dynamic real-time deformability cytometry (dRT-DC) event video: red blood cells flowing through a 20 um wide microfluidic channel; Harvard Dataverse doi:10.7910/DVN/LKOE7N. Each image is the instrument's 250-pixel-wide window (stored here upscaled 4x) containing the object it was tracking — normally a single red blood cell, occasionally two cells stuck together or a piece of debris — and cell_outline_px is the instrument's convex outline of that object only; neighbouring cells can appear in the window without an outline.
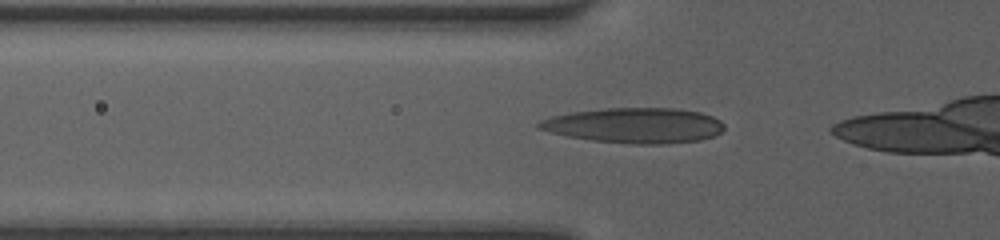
{"species": "human", "species_latin": "Homo sapiens", "temperature_condition": "room temperature", "stored_images_in_passage": 23, "camera_frame_rate_fps": 3000, "um_per_image_px": 0.085, "donor": {"sex": "female"}, "frame": {"image": 1, "passage_image": 13, "time_ms": 3.333, "image_size_px": [1000, 240], "cell_outline_px": [[724, 128], [720, 132], [712, 136], [700, 140], [668, 144], [636, 144], [592, 140], [568, 136], [536, 128], [536, 124], [540, 120], [552, 116], [572, 112], [604, 108], [676, 108], [700, 112], [712, 116], [720, 120], [724, 124]], "centroid_in_image_um": [53.95, 10.66], "position_along_channel_um": 71.9, "area_um2": 38.03}}
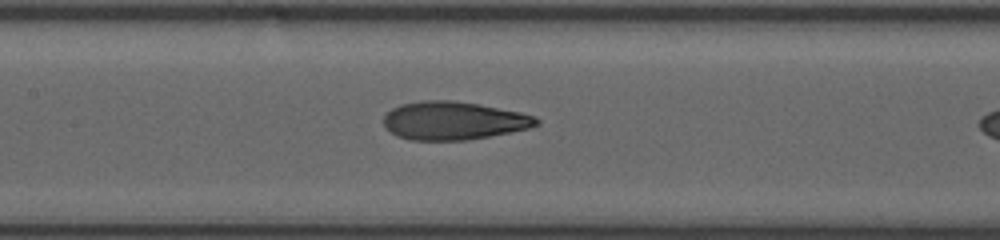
{"frame": {"image": 2, "passage_image": 20, "time_ms": 5.667, "image_size_px": [1000, 240], "cell_outline_px": [[540, 124], [528, 128], [468, 140], [408, 140], [396, 136], [384, 128], [384, 116], [392, 108], [400, 104], [420, 100], [452, 100], [480, 104], [520, 112], [536, 116], [540, 120]], "centroid_in_image_um": [38.52, 10.25], "position_along_channel_um": 168.9, "area_um2": 34.22}}
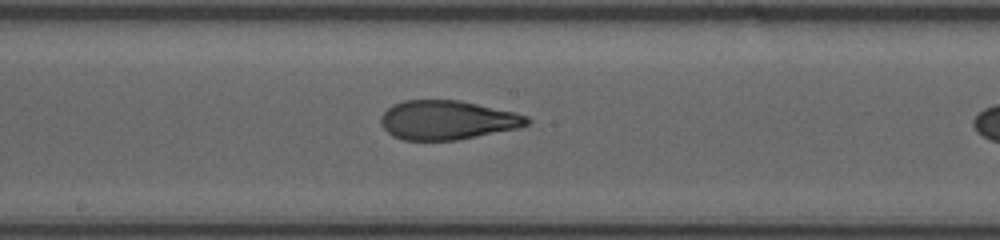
{"frame": {"image": 3, "passage_image": 22, "time_ms": 6.667, "image_size_px": [1000, 240], "cell_outline_px": [[532, 120], [528, 124], [520, 128], [456, 140], [404, 140], [392, 136], [380, 124], [380, 116], [392, 104], [404, 100], [460, 100], [516, 112], [528, 116]], "centroid_in_image_um": [38.03, 10.2], "position_along_channel_um": 210.2, "area_um2": 33.58}}